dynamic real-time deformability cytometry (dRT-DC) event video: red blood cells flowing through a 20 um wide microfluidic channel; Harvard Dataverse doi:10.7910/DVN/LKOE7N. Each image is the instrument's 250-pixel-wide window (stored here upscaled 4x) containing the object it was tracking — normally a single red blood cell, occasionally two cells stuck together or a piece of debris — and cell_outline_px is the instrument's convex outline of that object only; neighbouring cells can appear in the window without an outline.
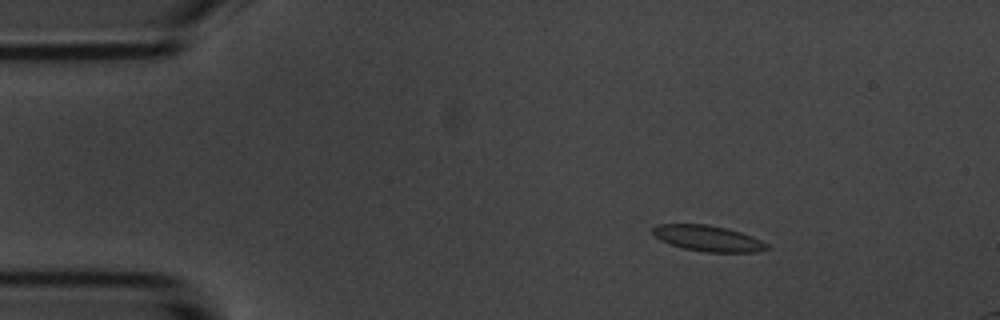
{"species": "common noctule bat (a hibernating species)", "species_latin": "Nyctalus noctula", "temperature_condition": "room temperature", "stored_images_in_passage": 5, "camera_frame_rate_fps": 3000, "um_per_image_px": 0.085, "animal": {"sex": "male", "body_mass_g": 20.1, "forearm_length_mm": 53.5}, "frame": {"image": 1, "passage_image": 3, "time_ms": 2.333, "image_size_px": [1000, 320], "cell_outline_px": [[768, 248], [756, 252], [704, 252], [684, 248], [660, 240], [652, 232], [652, 228], [656, 224], [708, 224], [728, 228], [752, 236], [768, 244]], "centroid_in_image_um": [60.17, 20.25], "position_along_channel_um": 24.8, "area_um2": 17.11}}